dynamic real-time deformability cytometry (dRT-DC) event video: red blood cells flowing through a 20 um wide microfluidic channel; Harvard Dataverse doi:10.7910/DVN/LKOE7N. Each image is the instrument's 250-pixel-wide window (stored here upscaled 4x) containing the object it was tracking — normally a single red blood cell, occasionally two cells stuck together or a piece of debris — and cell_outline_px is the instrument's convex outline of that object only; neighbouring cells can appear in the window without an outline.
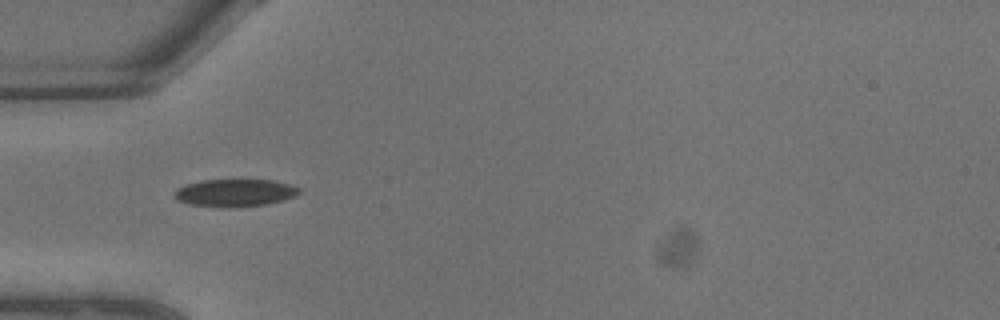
{"species": "common noctule bat (a hibernating species)", "species_latin": "Nyctalus noctula", "temperature_condition": "warm", "stored_images_in_passage": 2, "camera_frame_rate_fps": 3000, "um_per_image_px": 0.085, "animal": {"sex": "male", "body_mass_g": 13.3}, "frame": {"image": 1, "passage_image": 1, "time_ms": 0.0, "image_size_px": [1000, 320], "cell_outline_px": [[300, 192], [296, 196], [284, 200], [268, 204], [232, 208], [188, 204], [176, 200], [172, 196], [176, 188], [188, 184], [204, 180], [272, 180], [288, 184], [300, 188]], "centroid_in_image_um": [19.95, 16.4], "position_along_channel_um": 65.0, "area_um2": 20.11}}
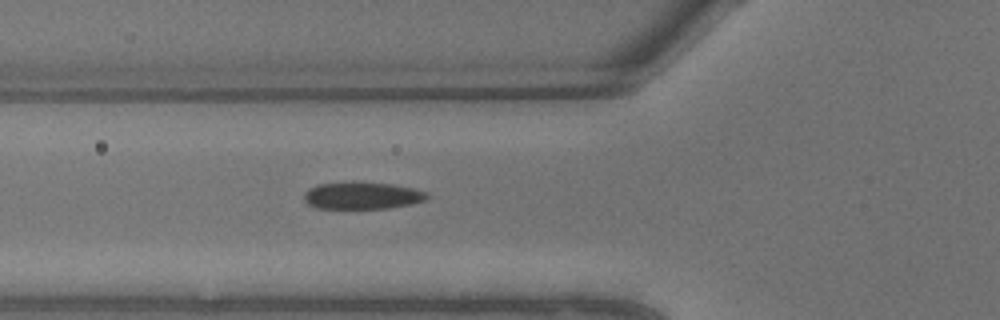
{"frame": {"image": 2, "passage_image": 2, "time_ms": 0.333, "image_size_px": [1000, 320], "cell_outline_px": [[428, 200], [388, 208], [316, 208], [308, 204], [304, 200], [304, 192], [308, 188], [320, 184], [392, 184], [412, 188], [428, 192]], "centroid_in_image_um": [30.8, 16.66], "position_along_channel_um": 95.0, "area_um2": 18.73}}